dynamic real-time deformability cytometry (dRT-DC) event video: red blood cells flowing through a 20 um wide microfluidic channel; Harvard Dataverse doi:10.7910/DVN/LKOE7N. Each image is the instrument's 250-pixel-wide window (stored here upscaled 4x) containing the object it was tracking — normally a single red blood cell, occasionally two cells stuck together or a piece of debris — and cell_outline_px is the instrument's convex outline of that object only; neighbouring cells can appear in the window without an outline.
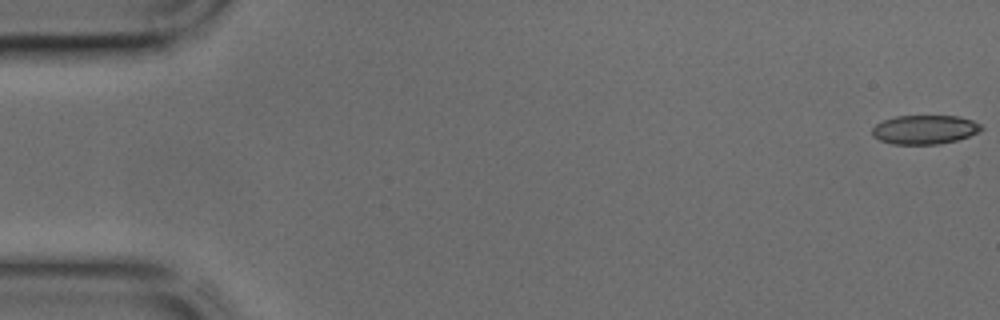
{"species": "common noctule bat (a hibernating species)", "species_latin": "Nyctalus noctula", "temperature_condition": "cold", "stored_images_in_passage": 44, "camera_frame_rate_fps": 3000, "um_per_image_px": 0.085, "animal": {"sex": "male", "body_mass_g": 17.9, "forearm_length_mm": 54.2}, "frame": {"image": 1, "passage_image": 1, "time_ms": 0.0, "image_size_px": [1000, 320], "cell_outline_px": [[984, 128], [980, 132], [956, 140], [940, 144], [892, 144], [880, 140], [872, 136], [872, 128], [876, 124], [884, 120], [896, 116], [960, 116], [972, 120], [980, 124]], "centroid_in_image_um": [78.61, 11.01], "position_along_channel_um": 6.4, "area_um2": 18.5}}
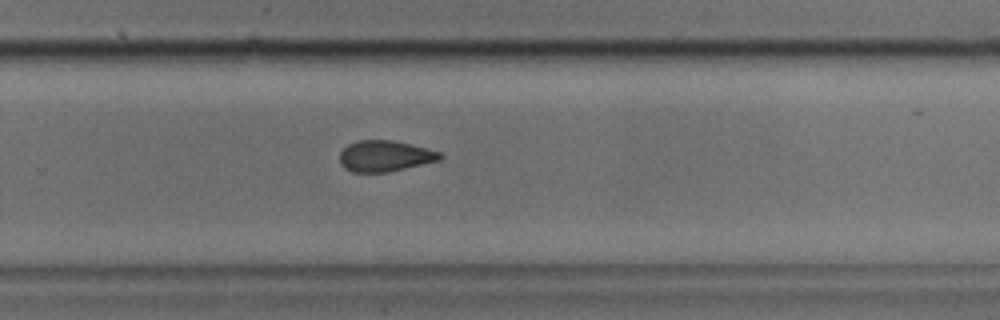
{"frame": {"image": 2, "passage_image": 29, "time_ms": 9.333, "image_size_px": [1000, 320], "cell_outline_px": [[444, 156], [440, 160], [388, 172], [352, 172], [344, 168], [340, 164], [340, 152], [348, 144], [360, 140], [392, 140], [440, 152]], "centroid_in_image_um": [32.69, 13.27], "position_along_channel_um": 297.1, "area_um2": 17.98}}
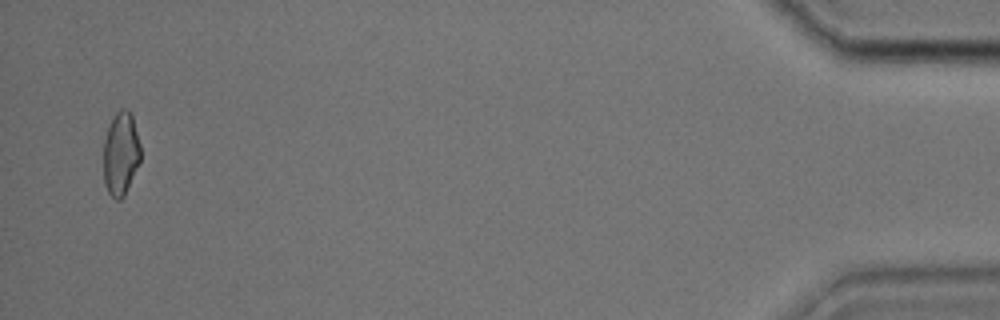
{"frame": {"image": 3, "passage_image": 43, "time_ms": 14.0, "image_size_px": [1000, 320], "cell_outline_px": [[140, 160], [124, 196], [120, 200], [116, 200], [108, 192], [104, 184], [104, 140], [108, 128], [116, 112], [120, 108], [128, 108], [132, 112], [140, 144]], "centroid_in_image_um": [10.27, 13.03], "position_along_channel_um": 424.9, "area_um2": 18.03}}